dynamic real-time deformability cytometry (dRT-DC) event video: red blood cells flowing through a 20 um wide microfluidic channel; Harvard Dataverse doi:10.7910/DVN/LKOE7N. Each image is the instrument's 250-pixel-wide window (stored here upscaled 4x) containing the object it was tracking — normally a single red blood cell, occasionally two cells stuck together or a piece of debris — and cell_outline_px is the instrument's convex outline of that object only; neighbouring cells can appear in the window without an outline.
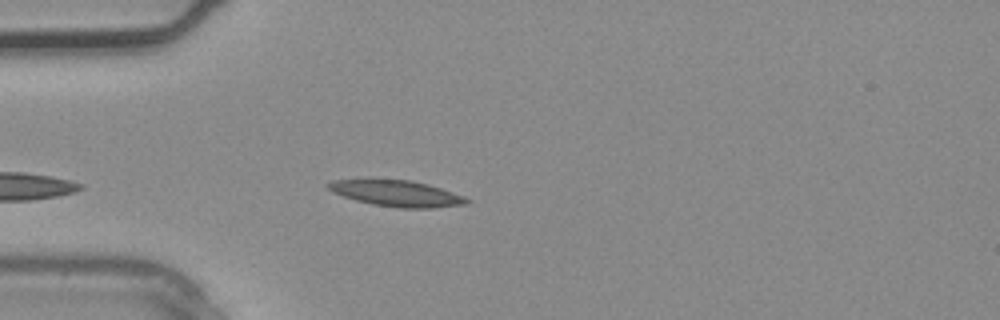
{"species": "common noctule bat (a hibernating species)", "species_latin": "Nyctalus noctula", "temperature_condition": "warm", "stored_images_in_passage": 4, "camera_frame_rate_fps": 3000, "um_per_image_px": 0.085, "animal": {"sex": "male", "body_mass_g": 20.4}, "frame": {"image": 1, "passage_image": 4, "time_ms": 1.0, "image_size_px": [1000, 320], "cell_outline_px": [[472, 200], [468, 204], [432, 208], [396, 208], [372, 204], [356, 200], [332, 192], [324, 184], [332, 180], [368, 176], [412, 180], [428, 184], [464, 196]], "centroid_in_image_um": [33.63, 16.38], "position_along_channel_um": 51.4, "area_um2": 22.14}}